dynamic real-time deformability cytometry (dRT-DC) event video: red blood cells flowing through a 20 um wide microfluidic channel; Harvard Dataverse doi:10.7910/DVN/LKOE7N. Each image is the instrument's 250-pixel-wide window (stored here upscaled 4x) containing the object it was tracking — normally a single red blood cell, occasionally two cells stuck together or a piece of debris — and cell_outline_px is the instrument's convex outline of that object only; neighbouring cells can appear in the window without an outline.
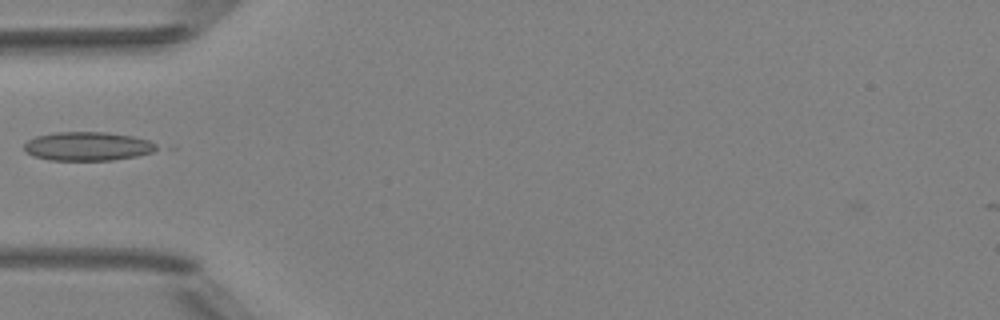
{"species": "Egyptian fruit bat (a non-hibernating species)", "species_latin": "Rousettus aegyptiacus", "temperature_condition": "room temperature", "stored_images_in_passage": 2, "camera_frame_rate_fps": 3000, "um_per_image_px": 0.085, "animal": {"sex": "female"}, "frame": {"image": 1, "passage_image": 2, "time_ms": 1.0, "image_size_px": [1000, 320], "cell_outline_px": [[160, 148], [152, 152], [136, 156], [112, 160], [48, 160], [32, 156], [24, 152], [24, 144], [28, 140], [36, 136], [56, 132], [108, 132], [132, 136], [148, 140], [156, 144]], "centroid_in_image_um": [7.43, 12.43], "position_along_channel_um": 77.6, "area_um2": 22.37}}